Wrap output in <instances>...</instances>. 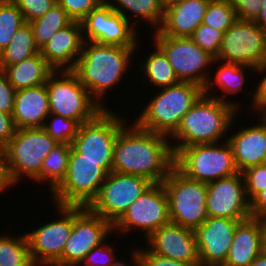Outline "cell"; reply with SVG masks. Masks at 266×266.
<instances>
[{
	"mask_svg": "<svg viewBox=\"0 0 266 266\" xmlns=\"http://www.w3.org/2000/svg\"><path fill=\"white\" fill-rule=\"evenodd\" d=\"M24 16L26 22L30 23L48 12L57 0H12Z\"/></svg>",
	"mask_w": 266,
	"mask_h": 266,
	"instance_id": "ab89813d",
	"label": "cell"
},
{
	"mask_svg": "<svg viewBox=\"0 0 266 266\" xmlns=\"http://www.w3.org/2000/svg\"><path fill=\"white\" fill-rule=\"evenodd\" d=\"M116 111L103 109L92 120L82 123L71 143L79 153V159L99 162L107 173L112 171L118 133L132 118L126 117L127 112L124 116L120 110Z\"/></svg>",
	"mask_w": 266,
	"mask_h": 266,
	"instance_id": "8992f818",
	"label": "cell"
},
{
	"mask_svg": "<svg viewBox=\"0 0 266 266\" xmlns=\"http://www.w3.org/2000/svg\"><path fill=\"white\" fill-rule=\"evenodd\" d=\"M132 246L133 247H130V249H128V251L130 252H127V254L130 253L129 256L130 261L128 258H126L125 261V259H123L124 257H117V259L110 266H142L138 245L136 244L135 246L134 245Z\"/></svg>",
	"mask_w": 266,
	"mask_h": 266,
	"instance_id": "c3c4849f",
	"label": "cell"
},
{
	"mask_svg": "<svg viewBox=\"0 0 266 266\" xmlns=\"http://www.w3.org/2000/svg\"><path fill=\"white\" fill-rule=\"evenodd\" d=\"M0 266H35L25 233L0 234Z\"/></svg>",
	"mask_w": 266,
	"mask_h": 266,
	"instance_id": "1f68e13d",
	"label": "cell"
},
{
	"mask_svg": "<svg viewBox=\"0 0 266 266\" xmlns=\"http://www.w3.org/2000/svg\"><path fill=\"white\" fill-rule=\"evenodd\" d=\"M162 184L170 222L195 230L206 221L207 183L186 177L174 166Z\"/></svg>",
	"mask_w": 266,
	"mask_h": 266,
	"instance_id": "ba28073f",
	"label": "cell"
},
{
	"mask_svg": "<svg viewBox=\"0 0 266 266\" xmlns=\"http://www.w3.org/2000/svg\"><path fill=\"white\" fill-rule=\"evenodd\" d=\"M169 222L166 191L162 183H153L113 225L111 237L118 235V238H125L128 234L135 233V236L145 240L152 232Z\"/></svg>",
	"mask_w": 266,
	"mask_h": 266,
	"instance_id": "4fadbf2b",
	"label": "cell"
},
{
	"mask_svg": "<svg viewBox=\"0 0 266 266\" xmlns=\"http://www.w3.org/2000/svg\"><path fill=\"white\" fill-rule=\"evenodd\" d=\"M246 194L251 201L258 193L266 188V163L255 165L243 172Z\"/></svg>",
	"mask_w": 266,
	"mask_h": 266,
	"instance_id": "f35d334b",
	"label": "cell"
},
{
	"mask_svg": "<svg viewBox=\"0 0 266 266\" xmlns=\"http://www.w3.org/2000/svg\"><path fill=\"white\" fill-rule=\"evenodd\" d=\"M254 22L260 26L263 31H266V0H262L259 16Z\"/></svg>",
	"mask_w": 266,
	"mask_h": 266,
	"instance_id": "f907efd6",
	"label": "cell"
},
{
	"mask_svg": "<svg viewBox=\"0 0 266 266\" xmlns=\"http://www.w3.org/2000/svg\"><path fill=\"white\" fill-rule=\"evenodd\" d=\"M175 155L167 135L139 128L131 119L118 133L113 172L162 183L174 167Z\"/></svg>",
	"mask_w": 266,
	"mask_h": 266,
	"instance_id": "6da1fadb",
	"label": "cell"
},
{
	"mask_svg": "<svg viewBox=\"0 0 266 266\" xmlns=\"http://www.w3.org/2000/svg\"><path fill=\"white\" fill-rule=\"evenodd\" d=\"M46 88L50 113L76 120L80 125L103 110L72 71H54Z\"/></svg>",
	"mask_w": 266,
	"mask_h": 266,
	"instance_id": "7c38bea8",
	"label": "cell"
},
{
	"mask_svg": "<svg viewBox=\"0 0 266 266\" xmlns=\"http://www.w3.org/2000/svg\"><path fill=\"white\" fill-rule=\"evenodd\" d=\"M174 166L186 177L204 183L239 173L227 140L183 147L175 154Z\"/></svg>",
	"mask_w": 266,
	"mask_h": 266,
	"instance_id": "52a82bcc",
	"label": "cell"
},
{
	"mask_svg": "<svg viewBox=\"0 0 266 266\" xmlns=\"http://www.w3.org/2000/svg\"><path fill=\"white\" fill-rule=\"evenodd\" d=\"M16 129L12 115L0 111V144L5 147L13 138Z\"/></svg>",
	"mask_w": 266,
	"mask_h": 266,
	"instance_id": "bcb514c9",
	"label": "cell"
},
{
	"mask_svg": "<svg viewBox=\"0 0 266 266\" xmlns=\"http://www.w3.org/2000/svg\"><path fill=\"white\" fill-rule=\"evenodd\" d=\"M70 152V144H58L52 149L42 162L41 173L32 184L37 183L42 187L45 185L51 194L67 174ZM42 183L43 185H41Z\"/></svg>",
	"mask_w": 266,
	"mask_h": 266,
	"instance_id": "f546056e",
	"label": "cell"
},
{
	"mask_svg": "<svg viewBox=\"0 0 266 266\" xmlns=\"http://www.w3.org/2000/svg\"><path fill=\"white\" fill-rule=\"evenodd\" d=\"M263 251L264 219L250 217L237 225L222 266H249Z\"/></svg>",
	"mask_w": 266,
	"mask_h": 266,
	"instance_id": "cb8c5ba5",
	"label": "cell"
},
{
	"mask_svg": "<svg viewBox=\"0 0 266 266\" xmlns=\"http://www.w3.org/2000/svg\"><path fill=\"white\" fill-rule=\"evenodd\" d=\"M152 184L146 178L111 171L88 208L113 226Z\"/></svg>",
	"mask_w": 266,
	"mask_h": 266,
	"instance_id": "5bb4252c",
	"label": "cell"
},
{
	"mask_svg": "<svg viewBox=\"0 0 266 266\" xmlns=\"http://www.w3.org/2000/svg\"><path fill=\"white\" fill-rule=\"evenodd\" d=\"M154 92L147 93L149 101L139 106L142 109L137 116L134 114L132 121L143 130L170 137L180 126L183 116L204 94V89L197 84L180 81Z\"/></svg>",
	"mask_w": 266,
	"mask_h": 266,
	"instance_id": "277c9868",
	"label": "cell"
},
{
	"mask_svg": "<svg viewBox=\"0 0 266 266\" xmlns=\"http://www.w3.org/2000/svg\"><path fill=\"white\" fill-rule=\"evenodd\" d=\"M51 204L52 209L56 210L54 220L50 217L51 220L24 232L35 266H60V257L73 228L74 206Z\"/></svg>",
	"mask_w": 266,
	"mask_h": 266,
	"instance_id": "9c48e42d",
	"label": "cell"
},
{
	"mask_svg": "<svg viewBox=\"0 0 266 266\" xmlns=\"http://www.w3.org/2000/svg\"><path fill=\"white\" fill-rule=\"evenodd\" d=\"M237 19L235 9L230 0L210 1L203 24L225 33Z\"/></svg>",
	"mask_w": 266,
	"mask_h": 266,
	"instance_id": "e575fe53",
	"label": "cell"
},
{
	"mask_svg": "<svg viewBox=\"0 0 266 266\" xmlns=\"http://www.w3.org/2000/svg\"><path fill=\"white\" fill-rule=\"evenodd\" d=\"M142 40V43L141 40L138 42L137 48L84 41L81 54L72 72L102 109H114L107 105L111 104L108 101L112 95L109 93L110 90L120 88L127 78L134 79V73L128 70L136 65L134 60L138 57V49L140 52L145 41L143 38Z\"/></svg>",
	"mask_w": 266,
	"mask_h": 266,
	"instance_id": "7a4b0ae2",
	"label": "cell"
},
{
	"mask_svg": "<svg viewBox=\"0 0 266 266\" xmlns=\"http://www.w3.org/2000/svg\"><path fill=\"white\" fill-rule=\"evenodd\" d=\"M39 51L35 43L33 30L30 24L26 22L16 31L8 46L0 52V70L2 71L7 66L36 55Z\"/></svg>",
	"mask_w": 266,
	"mask_h": 266,
	"instance_id": "4dcf8cb0",
	"label": "cell"
},
{
	"mask_svg": "<svg viewBox=\"0 0 266 266\" xmlns=\"http://www.w3.org/2000/svg\"><path fill=\"white\" fill-rule=\"evenodd\" d=\"M106 0H57L73 21L81 22L91 10L103 4Z\"/></svg>",
	"mask_w": 266,
	"mask_h": 266,
	"instance_id": "60d3db41",
	"label": "cell"
},
{
	"mask_svg": "<svg viewBox=\"0 0 266 266\" xmlns=\"http://www.w3.org/2000/svg\"><path fill=\"white\" fill-rule=\"evenodd\" d=\"M16 90L9 83L7 76L0 70V111L12 115Z\"/></svg>",
	"mask_w": 266,
	"mask_h": 266,
	"instance_id": "f6af8a7d",
	"label": "cell"
},
{
	"mask_svg": "<svg viewBox=\"0 0 266 266\" xmlns=\"http://www.w3.org/2000/svg\"><path fill=\"white\" fill-rule=\"evenodd\" d=\"M159 3H160V6L166 10L168 7L176 4V3H179L181 0H158Z\"/></svg>",
	"mask_w": 266,
	"mask_h": 266,
	"instance_id": "f5cc1de1",
	"label": "cell"
},
{
	"mask_svg": "<svg viewBox=\"0 0 266 266\" xmlns=\"http://www.w3.org/2000/svg\"><path fill=\"white\" fill-rule=\"evenodd\" d=\"M109 239H111L110 236L102 244L92 249L78 266H110L117 259V255L120 256L116 252L120 247L119 245L114 247L115 244L117 245V237L116 240L114 239L115 243L110 242Z\"/></svg>",
	"mask_w": 266,
	"mask_h": 266,
	"instance_id": "74e56055",
	"label": "cell"
},
{
	"mask_svg": "<svg viewBox=\"0 0 266 266\" xmlns=\"http://www.w3.org/2000/svg\"><path fill=\"white\" fill-rule=\"evenodd\" d=\"M15 187L10 182L5 162H0V194L10 192ZM10 189V190H9Z\"/></svg>",
	"mask_w": 266,
	"mask_h": 266,
	"instance_id": "681fc988",
	"label": "cell"
},
{
	"mask_svg": "<svg viewBox=\"0 0 266 266\" xmlns=\"http://www.w3.org/2000/svg\"><path fill=\"white\" fill-rule=\"evenodd\" d=\"M25 23L23 14L12 0H0V52Z\"/></svg>",
	"mask_w": 266,
	"mask_h": 266,
	"instance_id": "836d02e7",
	"label": "cell"
},
{
	"mask_svg": "<svg viewBox=\"0 0 266 266\" xmlns=\"http://www.w3.org/2000/svg\"><path fill=\"white\" fill-rule=\"evenodd\" d=\"M238 20L255 21L261 10L262 0H230Z\"/></svg>",
	"mask_w": 266,
	"mask_h": 266,
	"instance_id": "7bdbcfd3",
	"label": "cell"
},
{
	"mask_svg": "<svg viewBox=\"0 0 266 266\" xmlns=\"http://www.w3.org/2000/svg\"><path fill=\"white\" fill-rule=\"evenodd\" d=\"M246 112L245 117L242 115L244 113L242 111L237 114L231 124L227 137V141L233 152L236 168L239 172H243L249 167L266 163V128L255 115L248 111ZM240 116L244 117L245 121L243 124L245 126L241 123L242 119ZM238 117H240L239 122Z\"/></svg>",
	"mask_w": 266,
	"mask_h": 266,
	"instance_id": "d6986e66",
	"label": "cell"
},
{
	"mask_svg": "<svg viewBox=\"0 0 266 266\" xmlns=\"http://www.w3.org/2000/svg\"><path fill=\"white\" fill-rule=\"evenodd\" d=\"M138 240V249L142 261V266H193L179 260H174L161 255L150 252L144 245H140Z\"/></svg>",
	"mask_w": 266,
	"mask_h": 266,
	"instance_id": "ee69618b",
	"label": "cell"
},
{
	"mask_svg": "<svg viewBox=\"0 0 266 266\" xmlns=\"http://www.w3.org/2000/svg\"><path fill=\"white\" fill-rule=\"evenodd\" d=\"M81 24L84 41L102 45L137 48L138 42L142 40L141 34H146L113 10L107 1L91 10Z\"/></svg>",
	"mask_w": 266,
	"mask_h": 266,
	"instance_id": "9a60e30c",
	"label": "cell"
},
{
	"mask_svg": "<svg viewBox=\"0 0 266 266\" xmlns=\"http://www.w3.org/2000/svg\"><path fill=\"white\" fill-rule=\"evenodd\" d=\"M223 37L224 32L218 31L203 23L200 24L190 36L195 44L214 57L217 56L220 50Z\"/></svg>",
	"mask_w": 266,
	"mask_h": 266,
	"instance_id": "8d00e7d4",
	"label": "cell"
},
{
	"mask_svg": "<svg viewBox=\"0 0 266 266\" xmlns=\"http://www.w3.org/2000/svg\"><path fill=\"white\" fill-rule=\"evenodd\" d=\"M4 146L2 144H0V162H5L4 159Z\"/></svg>",
	"mask_w": 266,
	"mask_h": 266,
	"instance_id": "db71d44e",
	"label": "cell"
},
{
	"mask_svg": "<svg viewBox=\"0 0 266 266\" xmlns=\"http://www.w3.org/2000/svg\"><path fill=\"white\" fill-rule=\"evenodd\" d=\"M106 1L111 5L113 10L123 15L138 30L142 24H144V27L149 24L153 29L149 28L151 30L150 32L157 31L161 26L164 17V9L160 6L158 0ZM140 21L141 24H139Z\"/></svg>",
	"mask_w": 266,
	"mask_h": 266,
	"instance_id": "f1b7e54d",
	"label": "cell"
},
{
	"mask_svg": "<svg viewBox=\"0 0 266 266\" xmlns=\"http://www.w3.org/2000/svg\"><path fill=\"white\" fill-rule=\"evenodd\" d=\"M238 113L239 110L233 105L203 94L169 137L174 155L186 146L227 140Z\"/></svg>",
	"mask_w": 266,
	"mask_h": 266,
	"instance_id": "3957f363",
	"label": "cell"
},
{
	"mask_svg": "<svg viewBox=\"0 0 266 266\" xmlns=\"http://www.w3.org/2000/svg\"><path fill=\"white\" fill-rule=\"evenodd\" d=\"M107 174L99 162L79 159V153L71 146L67 174L62 183L47 194L49 203L88 207L97 197Z\"/></svg>",
	"mask_w": 266,
	"mask_h": 266,
	"instance_id": "30bf717a",
	"label": "cell"
},
{
	"mask_svg": "<svg viewBox=\"0 0 266 266\" xmlns=\"http://www.w3.org/2000/svg\"><path fill=\"white\" fill-rule=\"evenodd\" d=\"M148 43H153L150 46L151 50L148 51L149 53H143L144 57L141 58L142 61H139V59L135 60H138L136 65L139 70L137 72L133 70L135 72V76L137 77L134 80H143L141 82L142 85H146L145 88L148 90L149 87L151 91H154V88L155 90H158L179 83L180 81L164 52L154 42L151 41Z\"/></svg>",
	"mask_w": 266,
	"mask_h": 266,
	"instance_id": "4316f807",
	"label": "cell"
},
{
	"mask_svg": "<svg viewBox=\"0 0 266 266\" xmlns=\"http://www.w3.org/2000/svg\"><path fill=\"white\" fill-rule=\"evenodd\" d=\"M72 21L65 9L56 3L42 17L30 22L37 48L40 50L57 31Z\"/></svg>",
	"mask_w": 266,
	"mask_h": 266,
	"instance_id": "d6a6232c",
	"label": "cell"
},
{
	"mask_svg": "<svg viewBox=\"0 0 266 266\" xmlns=\"http://www.w3.org/2000/svg\"><path fill=\"white\" fill-rule=\"evenodd\" d=\"M214 68L215 71L213 73H210L209 79L205 87L203 88L204 95L216 98L222 102L229 103L235 108H237L240 112L241 110L242 112H245L244 110L246 108H249V105L252 104V100L254 97V84L251 88V86L248 85L247 79L254 73L255 68L246 65H240L237 63L224 62L216 59L214 60L212 65V69ZM248 73L250 74L249 76ZM245 86L249 88L248 91L246 88H244ZM240 92L244 95H242L243 98H245L246 94L248 93L247 96L249 95V99H251V102L248 100V102L250 103L247 105L248 107L244 106L246 104V100H244L245 102H243L242 100L236 97L237 94L241 95ZM234 95L237 100L233 98Z\"/></svg>",
	"mask_w": 266,
	"mask_h": 266,
	"instance_id": "ffe728a7",
	"label": "cell"
},
{
	"mask_svg": "<svg viewBox=\"0 0 266 266\" xmlns=\"http://www.w3.org/2000/svg\"><path fill=\"white\" fill-rule=\"evenodd\" d=\"M209 0H181L166 10L158 31L172 37H190L203 23Z\"/></svg>",
	"mask_w": 266,
	"mask_h": 266,
	"instance_id": "d4e9b609",
	"label": "cell"
},
{
	"mask_svg": "<svg viewBox=\"0 0 266 266\" xmlns=\"http://www.w3.org/2000/svg\"><path fill=\"white\" fill-rule=\"evenodd\" d=\"M251 217L266 219V188L250 201Z\"/></svg>",
	"mask_w": 266,
	"mask_h": 266,
	"instance_id": "7dc6e473",
	"label": "cell"
},
{
	"mask_svg": "<svg viewBox=\"0 0 266 266\" xmlns=\"http://www.w3.org/2000/svg\"><path fill=\"white\" fill-rule=\"evenodd\" d=\"M241 221L208 217L194 230L201 266H222L232 245L237 225Z\"/></svg>",
	"mask_w": 266,
	"mask_h": 266,
	"instance_id": "7402d4cb",
	"label": "cell"
},
{
	"mask_svg": "<svg viewBox=\"0 0 266 266\" xmlns=\"http://www.w3.org/2000/svg\"><path fill=\"white\" fill-rule=\"evenodd\" d=\"M249 266H266V252L259 254Z\"/></svg>",
	"mask_w": 266,
	"mask_h": 266,
	"instance_id": "816d5d0a",
	"label": "cell"
},
{
	"mask_svg": "<svg viewBox=\"0 0 266 266\" xmlns=\"http://www.w3.org/2000/svg\"><path fill=\"white\" fill-rule=\"evenodd\" d=\"M253 76L256 82H253L255 85L252 104L246 109L249 112L266 107V60L255 68Z\"/></svg>",
	"mask_w": 266,
	"mask_h": 266,
	"instance_id": "b9f144b4",
	"label": "cell"
},
{
	"mask_svg": "<svg viewBox=\"0 0 266 266\" xmlns=\"http://www.w3.org/2000/svg\"><path fill=\"white\" fill-rule=\"evenodd\" d=\"M113 233V226L88 207L74 206L73 228L69 235L60 266H78L85 256Z\"/></svg>",
	"mask_w": 266,
	"mask_h": 266,
	"instance_id": "2e32d148",
	"label": "cell"
},
{
	"mask_svg": "<svg viewBox=\"0 0 266 266\" xmlns=\"http://www.w3.org/2000/svg\"><path fill=\"white\" fill-rule=\"evenodd\" d=\"M216 60L258 67L266 60V31L254 21L238 20L224 33Z\"/></svg>",
	"mask_w": 266,
	"mask_h": 266,
	"instance_id": "e0dca14e",
	"label": "cell"
},
{
	"mask_svg": "<svg viewBox=\"0 0 266 266\" xmlns=\"http://www.w3.org/2000/svg\"><path fill=\"white\" fill-rule=\"evenodd\" d=\"M58 144L43 128L16 129L4 148L5 164L12 185L16 188L27 178L33 182L41 173L42 162Z\"/></svg>",
	"mask_w": 266,
	"mask_h": 266,
	"instance_id": "5b68a950",
	"label": "cell"
},
{
	"mask_svg": "<svg viewBox=\"0 0 266 266\" xmlns=\"http://www.w3.org/2000/svg\"><path fill=\"white\" fill-rule=\"evenodd\" d=\"M2 71L16 91L44 85L54 72L40 52L19 63L7 66Z\"/></svg>",
	"mask_w": 266,
	"mask_h": 266,
	"instance_id": "83f0119b",
	"label": "cell"
},
{
	"mask_svg": "<svg viewBox=\"0 0 266 266\" xmlns=\"http://www.w3.org/2000/svg\"><path fill=\"white\" fill-rule=\"evenodd\" d=\"M140 244L156 255L201 266L194 230L181 225L172 222L162 225Z\"/></svg>",
	"mask_w": 266,
	"mask_h": 266,
	"instance_id": "44dd1931",
	"label": "cell"
},
{
	"mask_svg": "<svg viewBox=\"0 0 266 266\" xmlns=\"http://www.w3.org/2000/svg\"><path fill=\"white\" fill-rule=\"evenodd\" d=\"M49 114L46 84L16 92L12 117L17 129L43 128Z\"/></svg>",
	"mask_w": 266,
	"mask_h": 266,
	"instance_id": "484cf974",
	"label": "cell"
},
{
	"mask_svg": "<svg viewBox=\"0 0 266 266\" xmlns=\"http://www.w3.org/2000/svg\"><path fill=\"white\" fill-rule=\"evenodd\" d=\"M264 251L266 252V219H264Z\"/></svg>",
	"mask_w": 266,
	"mask_h": 266,
	"instance_id": "11a10c76",
	"label": "cell"
},
{
	"mask_svg": "<svg viewBox=\"0 0 266 266\" xmlns=\"http://www.w3.org/2000/svg\"><path fill=\"white\" fill-rule=\"evenodd\" d=\"M80 124L73 119L50 113L43 129L59 144H70L78 134Z\"/></svg>",
	"mask_w": 266,
	"mask_h": 266,
	"instance_id": "d590c367",
	"label": "cell"
},
{
	"mask_svg": "<svg viewBox=\"0 0 266 266\" xmlns=\"http://www.w3.org/2000/svg\"><path fill=\"white\" fill-rule=\"evenodd\" d=\"M83 43L82 24L72 21L57 31L39 52L54 71H72Z\"/></svg>",
	"mask_w": 266,
	"mask_h": 266,
	"instance_id": "603a6c76",
	"label": "cell"
},
{
	"mask_svg": "<svg viewBox=\"0 0 266 266\" xmlns=\"http://www.w3.org/2000/svg\"><path fill=\"white\" fill-rule=\"evenodd\" d=\"M153 41L167 56L179 81L191 82L205 87L215 57L195 44L190 37L162 35L158 30L151 32Z\"/></svg>",
	"mask_w": 266,
	"mask_h": 266,
	"instance_id": "8fae6325",
	"label": "cell"
},
{
	"mask_svg": "<svg viewBox=\"0 0 266 266\" xmlns=\"http://www.w3.org/2000/svg\"><path fill=\"white\" fill-rule=\"evenodd\" d=\"M206 209L208 217L244 221L251 217L242 172L207 183Z\"/></svg>",
	"mask_w": 266,
	"mask_h": 266,
	"instance_id": "ac0fdd59",
	"label": "cell"
}]
</instances>
